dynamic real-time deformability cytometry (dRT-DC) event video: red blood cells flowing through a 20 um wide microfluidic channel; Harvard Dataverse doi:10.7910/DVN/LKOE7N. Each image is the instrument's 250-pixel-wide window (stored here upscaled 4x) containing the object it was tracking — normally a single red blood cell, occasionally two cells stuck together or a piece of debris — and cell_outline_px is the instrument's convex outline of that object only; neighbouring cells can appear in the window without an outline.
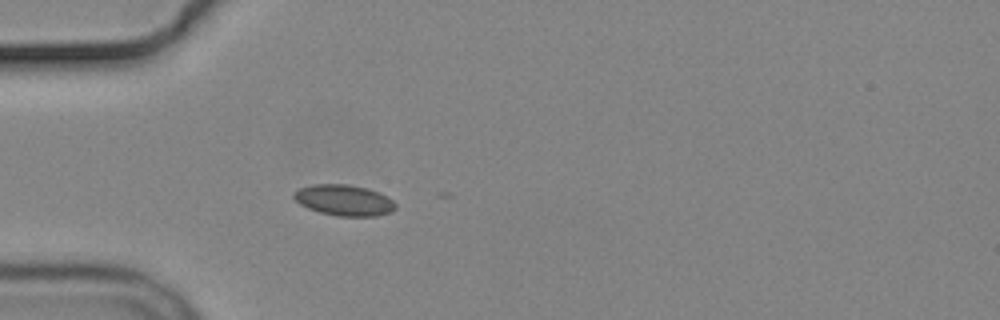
{"species": "common noctule bat (a hibernating species)", "species_latin": "Nyctalus noctula", "temperature_condition": "cold", "stored_images_in_passage": 4, "camera_frame_rate_fps": 3000, "um_per_image_px": 0.085, "animal": {"sex": "male", "body_mass_g": 19.2, "forearm_length_mm": 51.8}, "frame": {"image": 1, "passage_image": 4, "time_ms": 4.667, "image_size_px": [1000, 320], "cell_outline_px": [[396, 208], [392, 212], [376, 216], [336, 216], [320, 212], [308, 208], [300, 204], [292, 196], [292, 192], [300, 188], [312, 184], [348, 184], [368, 188], [380, 192], [388, 196], [396, 204]], "centroid_in_image_um": [29.26, 17.01], "position_along_channel_um": 55.7, "area_um2": 18.55}}